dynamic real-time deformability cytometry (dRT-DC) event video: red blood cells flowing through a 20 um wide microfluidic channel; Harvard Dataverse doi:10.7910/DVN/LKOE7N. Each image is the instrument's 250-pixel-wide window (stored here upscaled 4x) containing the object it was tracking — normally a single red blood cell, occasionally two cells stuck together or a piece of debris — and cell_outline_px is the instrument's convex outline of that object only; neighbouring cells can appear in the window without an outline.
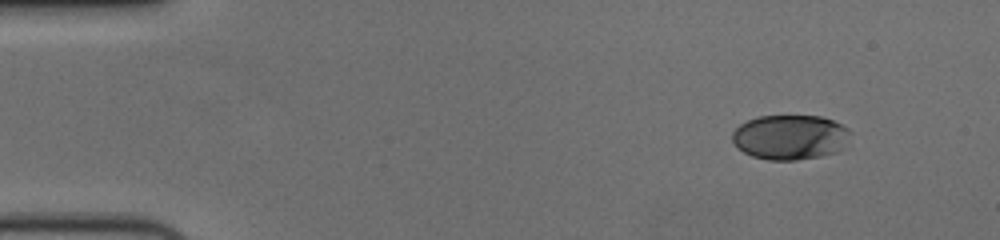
{"species": "human", "species_latin": "Homo sapiens", "temperature_condition": "cold", "stored_images_in_passage": 52, "camera_frame_rate_fps": 3000, "um_per_image_px": 0.085, "donor": {"sex": "female"}, "frame": {"image": 1, "passage_image": 1, "time_ms": 0.0, "image_size_px": [1000, 240], "cell_outline_px": [[848, 132], [840, 148], [836, 152], [820, 156], [796, 160], [768, 160], [752, 156], [744, 152], [732, 140], [732, 132], [740, 124], [756, 116], [820, 116], [832, 120], [848, 128]], "centroid_in_image_um": [67.09, 11.65], "position_along_channel_um": 17.9, "area_um2": 30.35}}
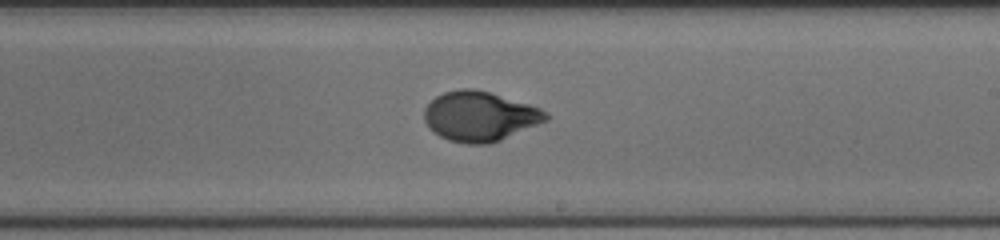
{"frame": {"image": 2, "passage_image": 29, "time_ms": 9.333, "image_size_px": [1000, 240], "cell_outline_px": [[552, 116], [548, 120], [492, 144], [464, 144], [448, 140], [432, 132], [428, 128], [424, 120], [424, 108], [436, 96], [444, 92], [460, 88], [476, 88], [528, 104], [540, 108], [548, 112]], "centroid_in_image_um": [40.78, 9.9], "position_along_channel_um": 248.2, "area_um2": 35.66}}
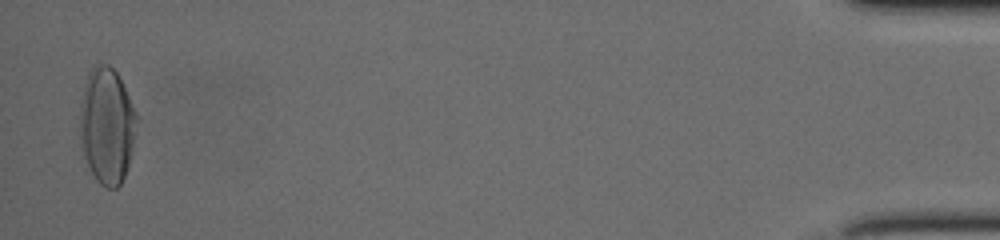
{"frame": {"image": 3, "passage_image": 51, "time_ms": 16.667, "image_size_px": [1000, 240], "cell_outline_px": [[136, 116], [132, 144], [128, 164], [124, 176], [120, 184], [116, 188], [108, 188], [100, 184], [96, 180], [80, 148], [80, 104], [84, 84], [88, 72], [96, 64], [108, 64], [116, 72], [136, 112]], "centroid_in_image_um": [9.04, 10.67], "position_along_channel_um": 426.2, "area_um2": 37.86}, "authors_computed_cell_mechanics": {"area_um2": 34.391, "velocity_mm_per_s": 3.6527, "shape_relaxation_time_tau1_ms": 4.3626, "shape_relaxation_time_tau2_ms": null, "deformation_change_tau1": 0.1926, "deformation_change_tau2": null}}